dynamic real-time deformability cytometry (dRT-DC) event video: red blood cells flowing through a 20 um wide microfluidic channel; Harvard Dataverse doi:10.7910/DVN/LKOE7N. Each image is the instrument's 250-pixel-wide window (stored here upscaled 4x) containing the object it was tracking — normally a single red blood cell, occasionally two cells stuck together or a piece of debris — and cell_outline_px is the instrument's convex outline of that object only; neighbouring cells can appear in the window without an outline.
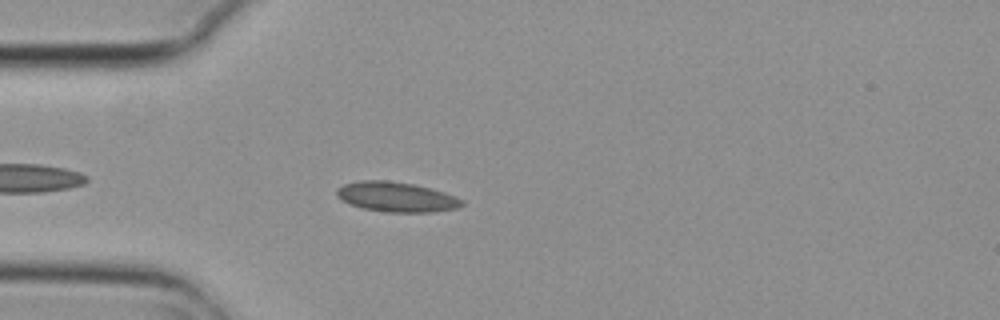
{"species": "common noctule bat (a hibernating species)", "species_latin": "Nyctalus noctula", "temperature_condition": "cold", "stored_images_in_passage": 3, "camera_frame_rate_fps": 3000, "um_per_image_px": 0.085, "animal": {"sex": "female", "body_mass_g": 29.2, "forearm_length_mm": 56.3}, "frame": {"image": 1, "passage_image": 3, "time_ms": 0.667, "image_size_px": [1000, 320], "cell_outline_px": [[464, 204], [456, 208], [432, 212], [384, 212], [364, 208], [340, 200], [336, 196], [336, 188], [344, 184], [360, 180], [388, 180], [416, 184], [444, 192], [456, 196], [464, 200]], "centroid_in_image_um": [33.69, 16.73], "position_along_channel_um": 51.3, "area_um2": 21.96}}